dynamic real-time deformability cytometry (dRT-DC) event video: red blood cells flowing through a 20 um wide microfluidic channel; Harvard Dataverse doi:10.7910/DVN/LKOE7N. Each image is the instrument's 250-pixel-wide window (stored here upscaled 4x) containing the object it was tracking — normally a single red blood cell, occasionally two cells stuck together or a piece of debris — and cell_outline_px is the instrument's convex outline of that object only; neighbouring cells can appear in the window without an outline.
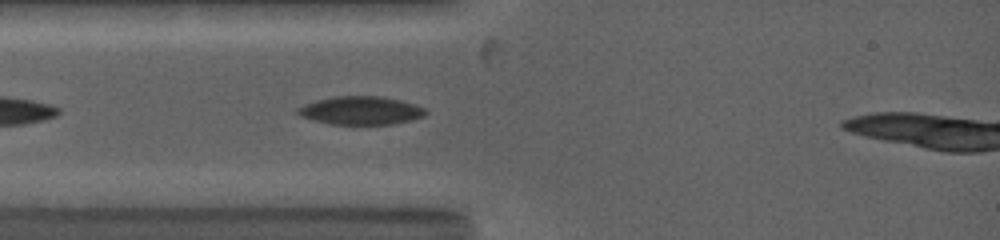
{"species": "common noctule bat (a hibernating species)", "species_latin": "Nyctalus noctula", "temperature_condition": "warm", "stored_images_in_passage": 10, "camera_frame_rate_fps": 5000, "um_per_image_px": 0.085, "animal": {"sex": "female", "body_mass_g": 19.0, "forearm_length_mm": 53.3}, "frame": {"image": 1, "passage_image": 5, "time_ms": 1.4, "image_size_px": [1000, 240], "cell_outline_px": [[428, 112], [424, 116], [412, 120], [392, 124], [332, 124], [300, 116], [296, 112], [296, 108], [304, 104], [316, 100], [332, 96], [380, 96], [400, 100], [416, 104], [424, 108]], "centroid_in_image_um": [30.68, 9.38], "position_along_channel_um": 54.3, "area_um2": 21.1}}